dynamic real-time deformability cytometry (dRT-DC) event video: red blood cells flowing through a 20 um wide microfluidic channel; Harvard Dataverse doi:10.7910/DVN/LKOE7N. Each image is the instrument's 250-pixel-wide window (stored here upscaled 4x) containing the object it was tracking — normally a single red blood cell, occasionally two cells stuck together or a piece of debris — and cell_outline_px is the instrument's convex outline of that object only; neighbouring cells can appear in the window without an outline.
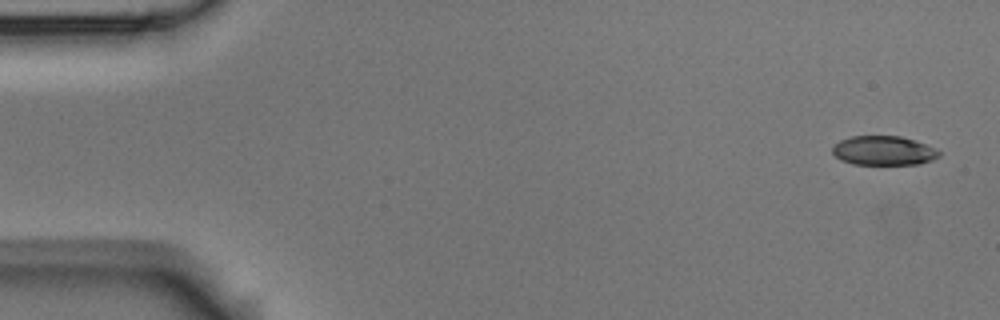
{"species": "Egyptian fruit bat (a non-hibernating species)", "species_latin": "Rousettus aegyptiacus", "temperature_condition": "room temperature", "stored_images_in_passage": 5, "camera_frame_rate_fps": 3000, "um_per_image_px": 0.085, "animal": {"sex": "male"}, "frame": {"image": 1, "passage_image": 1, "time_ms": 0.0, "image_size_px": [1000, 320], "cell_outline_px": [[940, 156], [932, 160], [920, 164], [852, 164], [840, 160], [832, 152], [832, 148], [840, 140], [852, 136], [900, 136], [936, 148], [940, 152]], "centroid_in_image_um": [75.1, 12.81], "position_along_channel_um": 9.9, "area_um2": 18.09}}
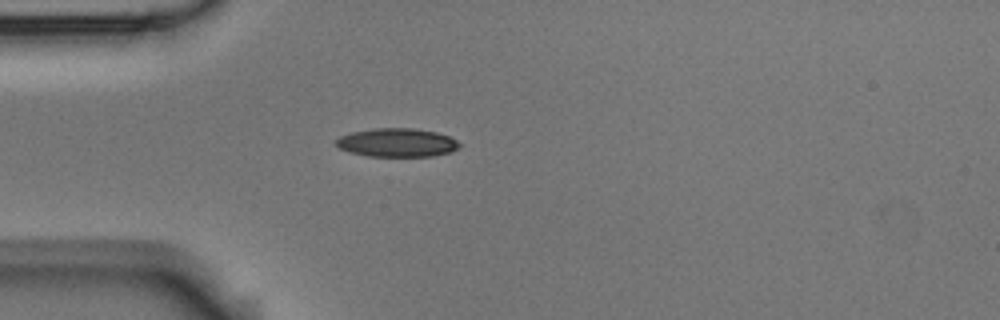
{"frame": {"image": 2, "passage_image": 4, "time_ms": 1.0, "image_size_px": [1000, 320], "cell_outline_px": [[460, 148], [452, 152], [432, 156], [368, 156], [348, 152], [332, 144], [340, 136], [352, 132], [376, 128], [412, 128], [436, 132], [448, 136], [456, 140], [460, 144]], "centroid_in_image_um": [33.73, 12.13], "position_along_channel_um": 51.3, "area_um2": 20.63}}